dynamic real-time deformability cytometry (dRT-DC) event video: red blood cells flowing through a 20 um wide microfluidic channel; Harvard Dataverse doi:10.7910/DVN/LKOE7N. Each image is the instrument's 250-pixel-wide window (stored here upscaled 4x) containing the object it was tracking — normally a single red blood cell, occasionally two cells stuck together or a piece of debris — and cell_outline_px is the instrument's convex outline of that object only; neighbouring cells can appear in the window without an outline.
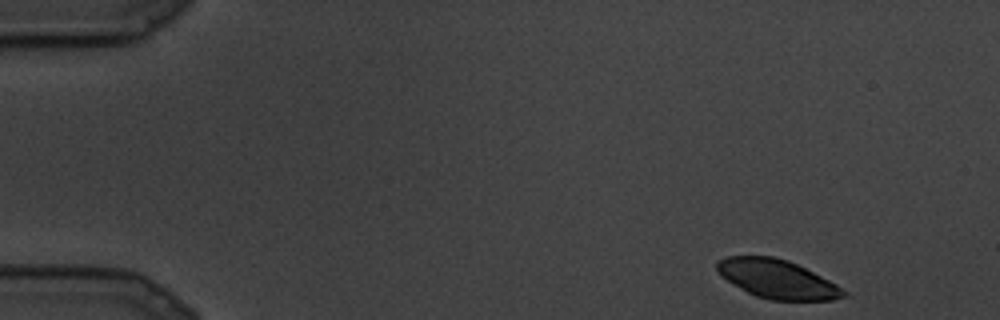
{"species": "common noctule bat (a hibernating species)", "species_latin": "Nyctalus noctula", "temperature_condition": "cold", "stored_images_in_passage": 11, "camera_frame_rate_fps": 3000, "um_per_image_px": 0.085, "animal": {"sex": "male", "body_mass_g": 19.5, "forearm_length_mm": 54.6}, "frame": {"image": 1, "passage_image": 1, "time_ms": 0.0, "image_size_px": [1000, 320], "cell_outline_px": [[848, 296], [832, 300], [772, 300], [756, 296], [748, 292], [728, 280], [716, 268], [716, 260], [728, 256], [772, 256], [788, 260], [836, 284], [848, 292]], "centroid_in_image_um": [66.09, 23.72], "position_along_channel_um": 18.9, "area_um2": 28.15}}